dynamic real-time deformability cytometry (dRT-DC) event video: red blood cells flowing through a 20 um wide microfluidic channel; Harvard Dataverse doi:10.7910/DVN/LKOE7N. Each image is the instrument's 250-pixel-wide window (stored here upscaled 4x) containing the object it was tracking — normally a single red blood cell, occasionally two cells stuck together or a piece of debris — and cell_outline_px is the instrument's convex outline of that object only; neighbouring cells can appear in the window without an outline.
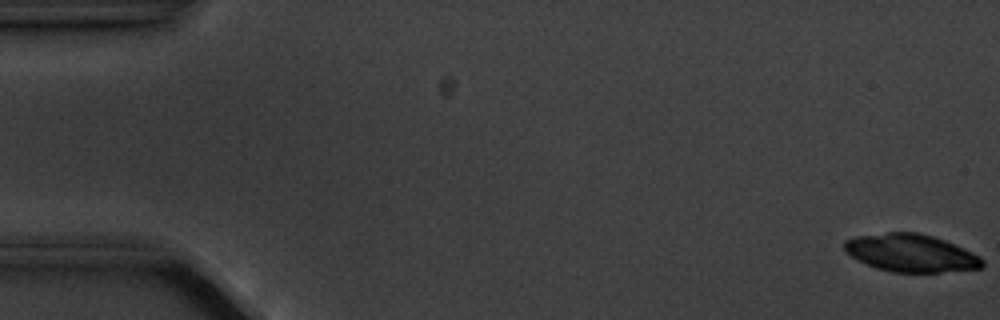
{"species": "common noctule bat (a hibernating species)", "species_latin": "Nyctalus noctula", "temperature_condition": "cold", "stored_images_in_passage": 6, "camera_frame_rate_fps": 3000, "um_per_image_px": 0.085, "animal": {"sex": "male", "body_mass_g": 20.1, "forearm_length_mm": 53.5}, "frame": {"image": 1, "passage_image": 1, "time_ms": 0.0, "image_size_px": [1000, 320], "cell_outline_px": [[984, 264], [980, 268], [940, 272], [892, 272], [876, 268], [844, 252], [844, 240], [856, 236], [888, 232], [916, 232], [932, 236], [944, 240], [964, 248], [980, 256], [984, 260]], "centroid_in_image_um": [77.43, 21.5], "position_along_channel_um": 7.6, "area_um2": 30.17}}